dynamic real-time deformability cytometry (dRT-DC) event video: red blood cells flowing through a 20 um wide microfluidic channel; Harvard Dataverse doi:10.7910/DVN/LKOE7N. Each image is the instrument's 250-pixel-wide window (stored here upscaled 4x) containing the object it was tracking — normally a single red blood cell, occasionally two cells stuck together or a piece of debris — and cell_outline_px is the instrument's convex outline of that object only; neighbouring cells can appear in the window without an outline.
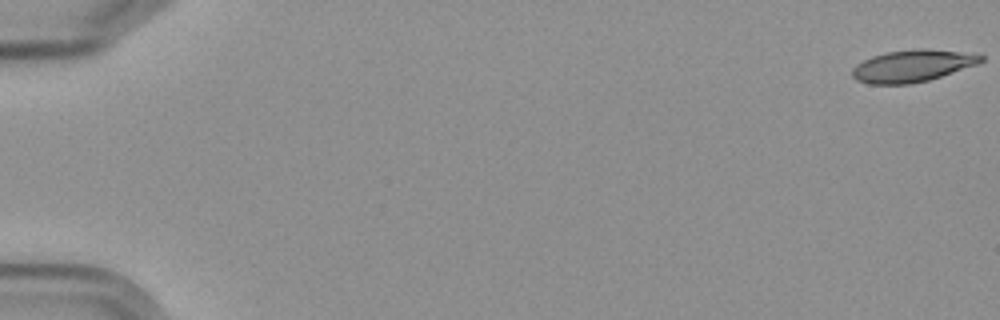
{"species": "Egyptian fruit bat (a non-hibernating species)", "species_latin": "Rousettus aegyptiacus", "temperature_condition": "cold", "stored_images_in_passage": 16, "camera_frame_rate_fps": 3000, "um_per_image_px": 0.085, "frame": {"image": 1, "passage_image": 1, "time_ms": 0.0, "image_size_px": [1000, 320], "cell_outline_px": [[984, 60], [976, 64], [928, 80], [908, 84], [868, 84], [856, 80], [852, 76], [852, 68], [856, 64], [872, 56], [884, 52], [916, 48], [928, 48], [984, 56]], "centroid_in_image_um": [77.47, 5.6], "position_along_channel_um": 7.5, "area_um2": 23.76}}
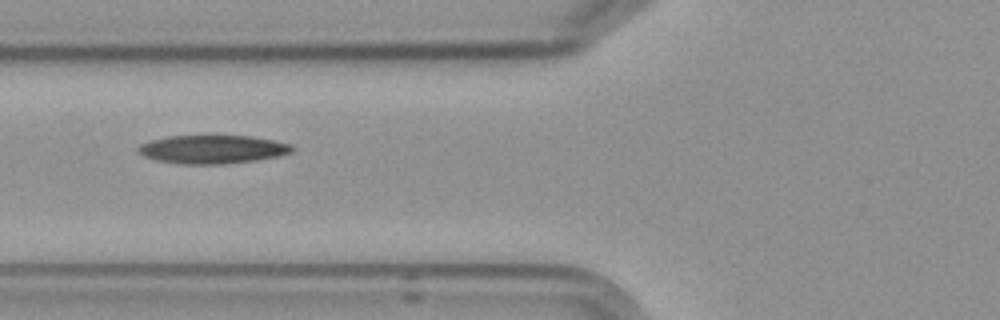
{"frame": {"image": 2, "passage_image": 7, "time_ms": 7.667, "image_size_px": [1000, 320], "cell_outline_px": [[296, 148], [292, 152], [280, 156], [256, 160], [228, 164], [180, 164], [156, 160], [144, 156], [136, 152], [136, 148], [140, 144], [148, 140], [168, 136], [252, 136], [292, 144]], "centroid_in_image_um": [18.05, 12.7], "position_along_channel_um": 107.7, "area_um2": 25.84}}
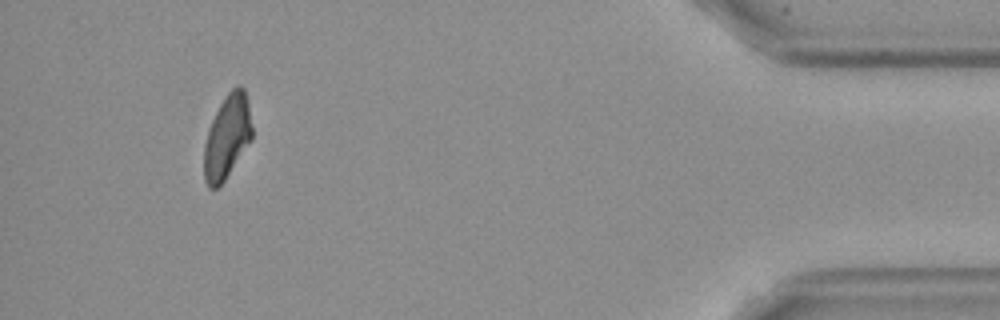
{"frame": {"image": 3, "passage_image": 15, "time_ms": 18.0, "image_size_px": [1000, 320], "cell_outline_px": [[252, 140], [224, 180], [216, 188], [208, 188], [204, 180], [204, 144], [208, 128], [220, 104], [228, 92], [236, 84], [240, 84], [244, 88], [248, 100], [252, 128]], "centroid_in_image_um": [19.31, 11.61], "position_along_channel_um": 415.9, "area_um2": 23.52}, "authors_computed_cell_mechanics": {"area_um2": 25.2875, "velocity_mm_per_s": 3.5517, "shape_relaxation_time_tau1_ms": 7.1917, "shape_relaxation_time_tau2_ms": 9.5618, "deformation_change_tau1": 0.1771, "deformation_change_tau2": 0.1762}}